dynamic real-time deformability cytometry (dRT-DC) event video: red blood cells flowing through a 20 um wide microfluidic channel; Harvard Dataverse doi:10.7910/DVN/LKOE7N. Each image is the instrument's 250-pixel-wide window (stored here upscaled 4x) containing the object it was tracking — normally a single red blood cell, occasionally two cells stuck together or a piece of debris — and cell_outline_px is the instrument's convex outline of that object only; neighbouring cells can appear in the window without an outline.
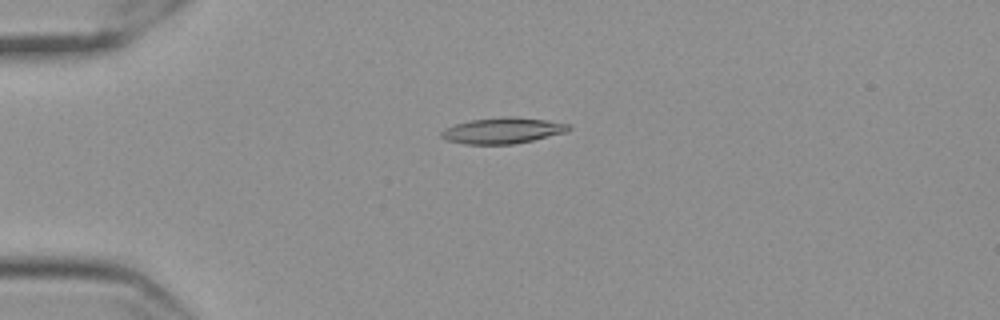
{"species": "Egyptian fruit bat (a non-hibernating species)", "species_latin": "Rousettus aegyptiacus", "temperature_condition": "cold", "stored_images_in_passage": 58, "camera_frame_rate_fps": 3000, "um_per_image_px": 0.085, "frame": {"image": 1, "passage_image": 15, "time_ms": 4.667, "image_size_px": [1000, 320], "cell_outline_px": [[572, 128], [564, 132], [532, 140], [512, 144], [464, 144], [444, 140], [440, 136], [440, 132], [456, 124], [472, 120], [504, 116], [512, 116], [544, 120], [568, 124]], "centroid_in_image_um": [42.68, 11.1], "position_along_channel_um": 42.3, "area_um2": 18.96}}
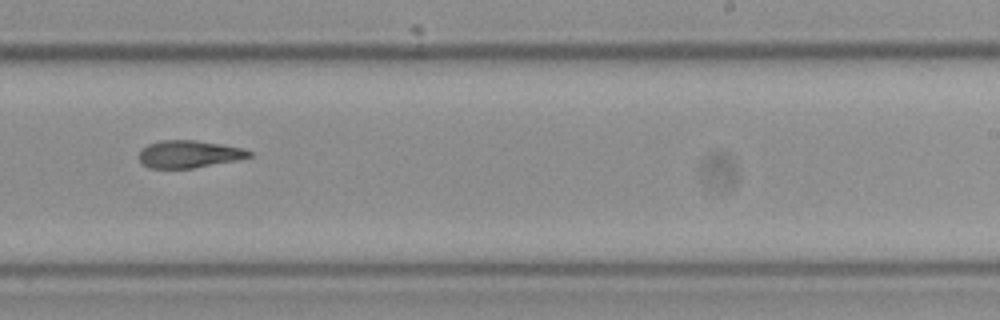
{"frame": {"image": 2, "passage_image": 37, "time_ms": 12.0, "image_size_px": [1000, 320], "cell_outline_px": [[252, 156], [236, 160], [192, 168], [148, 168], [136, 156], [140, 148], [148, 144], [160, 140], [196, 140], [244, 148], [252, 152]], "centroid_in_image_um": [16.01, 13.09], "position_along_channel_um": 273.0, "area_um2": 17.69}}
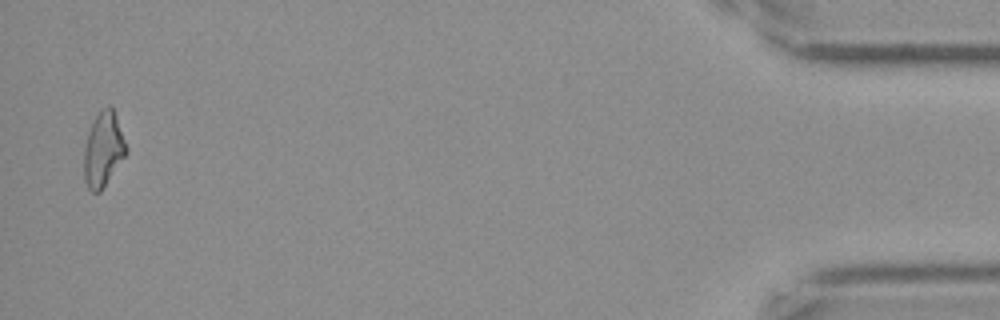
{"frame": {"image": 3, "passage_image": 57, "time_ms": 18.667, "image_size_px": [1000, 320], "cell_outline_px": [[128, 152], [100, 192], [92, 192], [88, 188], [84, 180], [84, 148], [88, 132], [96, 116], [108, 104], [112, 108], [128, 148]], "centroid_in_image_um": [8.78, 12.74], "position_along_channel_um": 426.4, "area_um2": 18.09}, "authors_computed_cell_mechanics": {"area_um2": 18.1492, "velocity_mm_per_s": 3.536, "shape_relaxation_time_tau1_ms": null, "shape_relaxation_time_tau2_ms": 8.7924, "deformation_change_tau1": null, "deformation_change_tau2": 0.1619}}